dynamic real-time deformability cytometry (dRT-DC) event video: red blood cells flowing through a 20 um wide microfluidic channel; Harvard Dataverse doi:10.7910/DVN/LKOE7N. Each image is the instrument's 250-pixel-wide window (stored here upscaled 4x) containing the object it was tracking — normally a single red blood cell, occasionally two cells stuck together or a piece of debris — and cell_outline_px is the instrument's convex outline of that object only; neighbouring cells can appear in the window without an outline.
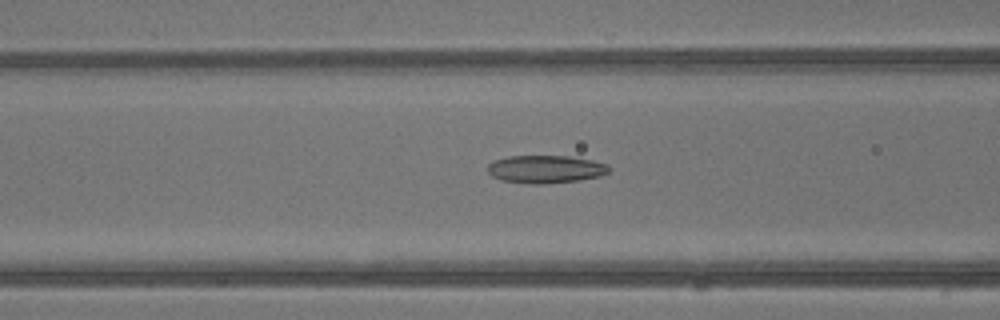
{"species": "common noctule bat (a hibernating species)", "species_latin": "Nyctalus noctula", "temperature_condition": "warm", "stored_images_in_passage": 42, "camera_frame_rate_fps": 3000, "um_per_image_px": 0.085, "animal": {"sex": "male", "body_mass_g": 13.3}, "frame": {"image": 1, "passage_image": 17, "time_ms": 5.333, "image_size_px": [1000, 320], "cell_outline_px": [[608, 172], [600, 176], [580, 180], [544, 184], [528, 184], [500, 180], [492, 176], [488, 172], [488, 164], [496, 160], [508, 156], [568, 156], [592, 160], [608, 164]], "centroid_in_image_um": [46.36, 14.39], "position_along_channel_um": 120.2, "area_um2": 19.71}}
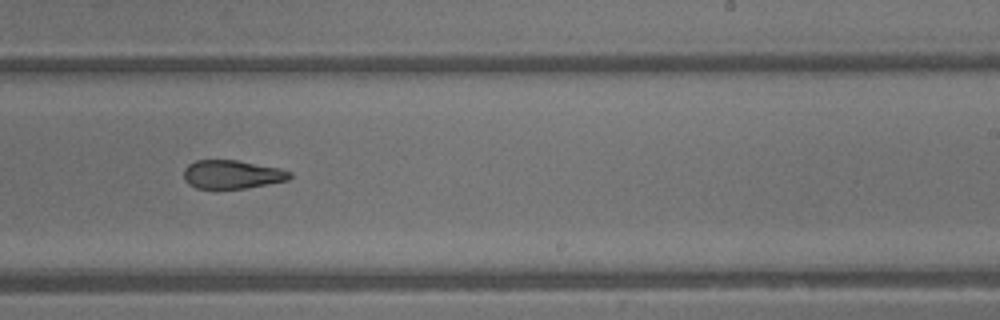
{"frame": {"image": 2, "passage_image": 26, "time_ms": 8.333, "image_size_px": [1000, 320], "cell_outline_px": [[292, 176], [288, 180], [244, 188], [196, 188], [188, 184], [184, 180], [184, 168], [188, 164], [196, 160], [236, 160], [280, 168], [292, 172]], "centroid_in_image_um": [19.71, 14.81], "position_along_channel_um": 269.3, "area_um2": 17.57}}
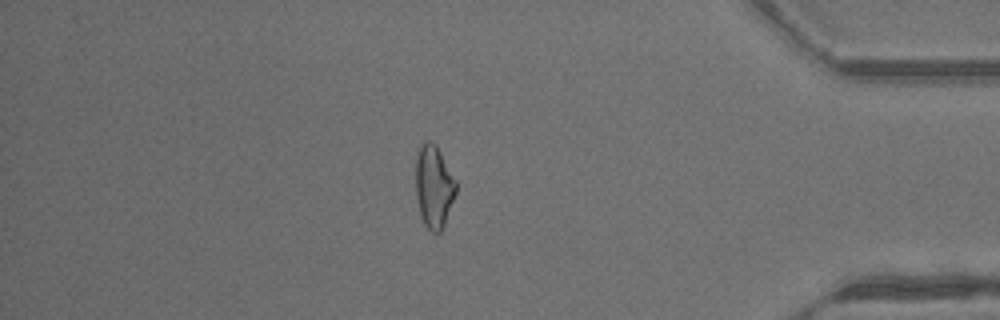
{"frame": {"image": 3, "passage_image": 36, "time_ms": 11.667, "image_size_px": [1000, 320], "cell_outline_px": [[456, 192], [444, 224], [440, 232], [432, 232], [424, 224], [420, 216], [416, 196], [416, 152], [424, 140], [428, 140], [436, 144], [456, 180]], "centroid_in_image_um": [36.86, 15.82], "position_along_channel_um": 398.3, "area_um2": 19.42}, "authors_computed_cell_mechanics": {"area_um2": 19.8543, "velocity_mm_per_s": 4.9743, "shape_relaxation_time_tau1_ms": 4.3512, "shape_relaxation_time_tau2_ms": 1.999, "deformation_change_tau1": 0.1619, "deformation_change_tau2": 0.1131}}